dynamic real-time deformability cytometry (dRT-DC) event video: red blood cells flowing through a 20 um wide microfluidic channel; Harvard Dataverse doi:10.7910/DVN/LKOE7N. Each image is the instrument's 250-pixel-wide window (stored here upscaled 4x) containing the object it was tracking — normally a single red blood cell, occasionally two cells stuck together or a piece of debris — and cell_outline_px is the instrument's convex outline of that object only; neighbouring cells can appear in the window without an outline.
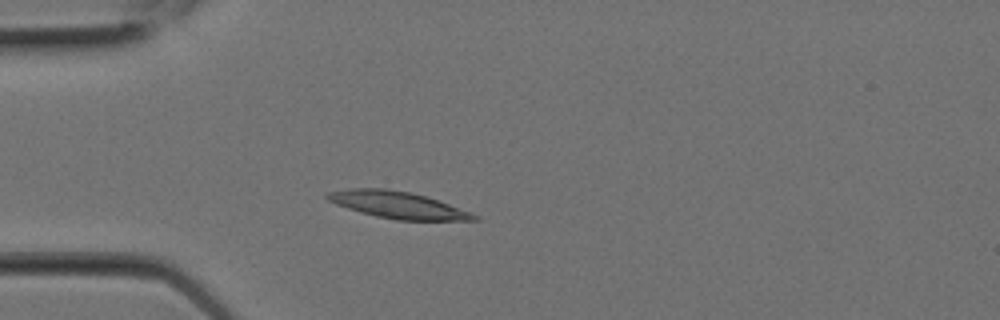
{"species": "Egyptian fruit bat (a non-hibernating species)", "species_latin": "Rousettus aegyptiacus", "temperature_condition": "room temperature", "stored_images_in_passage": 7, "camera_frame_rate_fps": 3000, "um_per_image_px": 0.085, "animal": {"sex": "female"}, "frame": {"image": 1, "passage_image": 5, "time_ms": 1.333, "image_size_px": [1000, 320], "cell_outline_px": [[480, 220], [396, 220], [376, 216], [360, 212], [336, 204], [328, 200], [324, 196], [328, 192], [348, 188], [388, 188], [412, 192], [472, 212], [480, 216]], "centroid_in_image_um": [33.8, 17.41], "position_along_channel_um": 51.2, "area_um2": 22.95}}
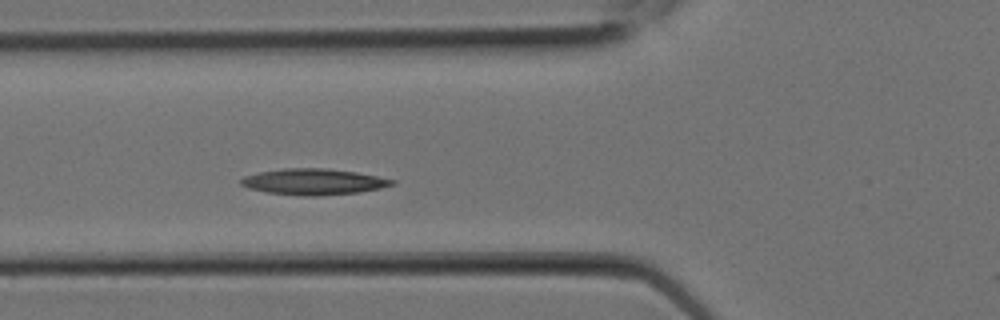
{"frame": {"image": 2, "passage_image": 7, "time_ms": 2.0, "image_size_px": [1000, 320], "cell_outline_px": [[396, 184], [380, 188], [360, 192], [320, 196], [304, 196], [268, 192], [248, 188], [240, 184], [240, 180], [244, 176], [260, 172], [284, 168], [328, 168], [356, 172], [396, 180]], "centroid_in_image_um": [26.67, 15.45], "position_along_channel_um": 99.1, "area_um2": 22.95}}